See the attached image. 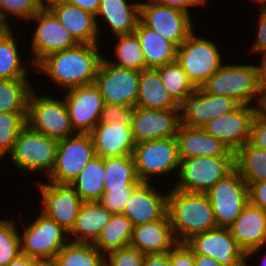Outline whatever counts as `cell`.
<instances>
[{
	"instance_id": "58",
	"label": "cell",
	"mask_w": 266,
	"mask_h": 266,
	"mask_svg": "<svg viewBox=\"0 0 266 266\" xmlns=\"http://www.w3.org/2000/svg\"><path fill=\"white\" fill-rule=\"evenodd\" d=\"M252 3L256 2L257 8H266V0H250Z\"/></svg>"
},
{
	"instance_id": "1",
	"label": "cell",
	"mask_w": 266,
	"mask_h": 266,
	"mask_svg": "<svg viewBox=\"0 0 266 266\" xmlns=\"http://www.w3.org/2000/svg\"><path fill=\"white\" fill-rule=\"evenodd\" d=\"M102 51L101 44H77L45 57L35 67L36 75L42 72L43 76L50 78L53 86L57 85L63 92L93 84L104 57Z\"/></svg>"
},
{
	"instance_id": "35",
	"label": "cell",
	"mask_w": 266,
	"mask_h": 266,
	"mask_svg": "<svg viewBox=\"0 0 266 266\" xmlns=\"http://www.w3.org/2000/svg\"><path fill=\"white\" fill-rule=\"evenodd\" d=\"M114 38L116 43L115 45L112 44L111 46H115L113 47V54L115 58L113 57L112 60L111 56L109 57V55H104L109 63L121 68L133 69L137 71L147 69L139 39L134 32L131 34L117 35L114 36Z\"/></svg>"
},
{
	"instance_id": "20",
	"label": "cell",
	"mask_w": 266,
	"mask_h": 266,
	"mask_svg": "<svg viewBox=\"0 0 266 266\" xmlns=\"http://www.w3.org/2000/svg\"><path fill=\"white\" fill-rule=\"evenodd\" d=\"M180 124V109L161 110L136 106L131 119L136 143L175 137Z\"/></svg>"
},
{
	"instance_id": "53",
	"label": "cell",
	"mask_w": 266,
	"mask_h": 266,
	"mask_svg": "<svg viewBox=\"0 0 266 266\" xmlns=\"http://www.w3.org/2000/svg\"><path fill=\"white\" fill-rule=\"evenodd\" d=\"M64 3L80 7L96 16L101 0H60Z\"/></svg>"
},
{
	"instance_id": "28",
	"label": "cell",
	"mask_w": 266,
	"mask_h": 266,
	"mask_svg": "<svg viewBox=\"0 0 266 266\" xmlns=\"http://www.w3.org/2000/svg\"><path fill=\"white\" fill-rule=\"evenodd\" d=\"M112 213L98 201L83 202L74 226L68 233L71 242L94 244Z\"/></svg>"
},
{
	"instance_id": "37",
	"label": "cell",
	"mask_w": 266,
	"mask_h": 266,
	"mask_svg": "<svg viewBox=\"0 0 266 266\" xmlns=\"http://www.w3.org/2000/svg\"><path fill=\"white\" fill-rule=\"evenodd\" d=\"M50 264L52 266H105V259L94 244L69 241Z\"/></svg>"
},
{
	"instance_id": "38",
	"label": "cell",
	"mask_w": 266,
	"mask_h": 266,
	"mask_svg": "<svg viewBox=\"0 0 266 266\" xmlns=\"http://www.w3.org/2000/svg\"><path fill=\"white\" fill-rule=\"evenodd\" d=\"M33 84L29 78L0 80V113L27 112Z\"/></svg>"
},
{
	"instance_id": "52",
	"label": "cell",
	"mask_w": 266,
	"mask_h": 266,
	"mask_svg": "<svg viewBox=\"0 0 266 266\" xmlns=\"http://www.w3.org/2000/svg\"><path fill=\"white\" fill-rule=\"evenodd\" d=\"M143 266H170L169 251L164 253L145 254Z\"/></svg>"
},
{
	"instance_id": "27",
	"label": "cell",
	"mask_w": 266,
	"mask_h": 266,
	"mask_svg": "<svg viewBox=\"0 0 266 266\" xmlns=\"http://www.w3.org/2000/svg\"><path fill=\"white\" fill-rule=\"evenodd\" d=\"M177 243L167 214L161 220L133 226L129 246L143 254H155L168 252Z\"/></svg>"
},
{
	"instance_id": "16",
	"label": "cell",
	"mask_w": 266,
	"mask_h": 266,
	"mask_svg": "<svg viewBox=\"0 0 266 266\" xmlns=\"http://www.w3.org/2000/svg\"><path fill=\"white\" fill-rule=\"evenodd\" d=\"M185 243L194 254L212 257L223 266H245L246 254L228 228L217 227L196 234Z\"/></svg>"
},
{
	"instance_id": "39",
	"label": "cell",
	"mask_w": 266,
	"mask_h": 266,
	"mask_svg": "<svg viewBox=\"0 0 266 266\" xmlns=\"http://www.w3.org/2000/svg\"><path fill=\"white\" fill-rule=\"evenodd\" d=\"M156 69L165 88L179 105L197 89L177 61Z\"/></svg>"
},
{
	"instance_id": "17",
	"label": "cell",
	"mask_w": 266,
	"mask_h": 266,
	"mask_svg": "<svg viewBox=\"0 0 266 266\" xmlns=\"http://www.w3.org/2000/svg\"><path fill=\"white\" fill-rule=\"evenodd\" d=\"M64 100L72 128L76 133H90L99 123L104 105L99 88L93 83L65 91Z\"/></svg>"
},
{
	"instance_id": "42",
	"label": "cell",
	"mask_w": 266,
	"mask_h": 266,
	"mask_svg": "<svg viewBox=\"0 0 266 266\" xmlns=\"http://www.w3.org/2000/svg\"><path fill=\"white\" fill-rule=\"evenodd\" d=\"M45 6L46 3L43 0H0L2 14L13 26L20 20L25 23ZM10 19L17 22L15 21L13 24Z\"/></svg>"
},
{
	"instance_id": "2",
	"label": "cell",
	"mask_w": 266,
	"mask_h": 266,
	"mask_svg": "<svg viewBox=\"0 0 266 266\" xmlns=\"http://www.w3.org/2000/svg\"><path fill=\"white\" fill-rule=\"evenodd\" d=\"M168 187L167 214L178 242L185 243L196 234L218 227L206 193L182 191L172 184Z\"/></svg>"
},
{
	"instance_id": "25",
	"label": "cell",
	"mask_w": 266,
	"mask_h": 266,
	"mask_svg": "<svg viewBox=\"0 0 266 266\" xmlns=\"http://www.w3.org/2000/svg\"><path fill=\"white\" fill-rule=\"evenodd\" d=\"M175 138L180 160L201 156H235V152L225 143L207 133L202 127L180 124Z\"/></svg>"
},
{
	"instance_id": "10",
	"label": "cell",
	"mask_w": 266,
	"mask_h": 266,
	"mask_svg": "<svg viewBox=\"0 0 266 266\" xmlns=\"http://www.w3.org/2000/svg\"><path fill=\"white\" fill-rule=\"evenodd\" d=\"M27 22L36 24L30 30L34 31L29 40L32 56L28 57L36 67L45 57L76 46L78 43L70 32L62 26L55 14L45 6ZM31 57V58H30Z\"/></svg>"
},
{
	"instance_id": "41",
	"label": "cell",
	"mask_w": 266,
	"mask_h": 266,
	"mask_svg": "<svg viewBox=\"0 0 266 266\" xmlns=\"http://www.w3.org/2000/svg\"><path fill=\"white\" fill-rule=\"evenodd\" d=\"M9 218H0V266H6L21 254L18 223Z\"/></svg>"
},
{
	"instance_id": "56",
	"label": "cell",
	"mask_w": 266,
	"mask_h": 266,
	"mask_svg": "<svg viewBox=\"0 0 266 266\" xmlns=\"http://www.w3.org/2000/svg\"><path fill=\"white\" fill-rule=\"evenodd\" d=\"M9 23L10 22L4 17L0 9V37L8 34L12 29H14V26H11L12 24Z\"/></svg>"
},
{
	"instance_id": "45",
	"label": "cell",
	"mask_w": 266,
	"mask_h": 266,
	"mask_svg": "<svg viewBox=\"0 0 266 266\" xmlns=\"http://www.w3.org/2000/svg\"><path fill=\"white\" fill-rule=\"evenodd\" d=\"M135 107L104 103L99 123L123 122L131 125L132 113Z\"/></svg>"
},
{
	"instance_id": "7",
	"label": "cell",
	"mask_w": 266,
	"mask_h": 266,
	"mask_svg": "<svg viewBox=\"0 0 266 266\" xmlns=\"http://www.w3.org/2000/svg\"><path fill=\"white\" fill-rule=\"evenodd\" d=\"M132 155L140 182L158 181L156 177L170 175L175 179L178 174L180 158L175 137L137 142Z\"/></svg>"
},
{
	"instance_id": "12",
	"label": "cell",
	"mask_w": 266,
	"mask_h": 266,
	"mask_svg": "<svg viewBox=\"0 0 266 266\" xmlns=\"http://www.w3.org/2000/svg\"><path fill=\"white\" fill-rule=\"evenodd\" d=\"M95 155L90 133H76L59 140L54 168L45 180L69 185Z\"/></svg>"
},
{
	"instance_id": "49",
	"label": "cell",
	"mask_w": 266,
	"mask_h": 266,
	"mask_svg": "<svg viewBox=\"0 0 266 266\" xmlns=\"http://www.w3.org/2000/svg\"><path fill=\"white\" fill-rule=\"evenodd\" d=\"M247 185L249 203L266 211V181Z\"/></svg>"
},
{
	"instance_id": "22",
	"label": "cell",
	"mask_w": 266,
	"mask_h": 266,
	"mask_svg": "<svg viewBox=\"0 0 266 266\" xmlns=\"http://www.w3.org/2000/svg\"><path fill=\"white\" fill-rule=\"evenodd\" d=\"M228 229L246 254L245 264L252 262L253 256L263 252V248L266 249V211L260 207L248 202Z\"/></svg>"
},
{
	"instance_id": "6",
	"label": "cell",
	"mask_w": 266,
	"mask_h": 266,
	"mask_svg": "<svg viewBox=\"0 0 266 266\" xmlns=\"http://www.w3.org/2000/svg\"><path fill=\"white\" fill-rule=\"evenodd\" d=\"M36 91V88H33L28 99L27 125L57 141L76 134L63 96L58 98L55 94H52L53 97L51 94Z\"/></svg>"
},
{
	"instance_id": "32",
	"label": "cell",
	"mask_w": 266,
	"mask_h": 266,
	"mask_svg": "<svg viewBox=\"0 0 266 266\" xmlns=\"http://www.w3.org/2000/svg\"><path fill=\"white\" fill-rule=\"evenodd\" d=\"M104 180V158L96 154L69 185L83 202H94L104 193Z\"/></svg>"
},
{
	"instance_id": "47",
	"label": "cell",
	"mask_w": 266,
	"mask_h": 266,
	"mask_svg": "<svg viewBox=\"0 0 266 266\" xmlns=\"http://www.w3.org/2000/svg\"><path fill=\"white\" fill-rule=\"evenodd\" d=\"M249 143L266 151V117L259 111L252 119Z\"/></svg>"
},
{
	"instance_id": "55",
	"label": "cell",
	"mask_w": 266,
	"mask_h": 266,
	"mask_svg": "<svg viewBox=\"0 0 266 266\" xmlns=\"http://www.w3.org/2000/svg\"><path fill=\"white\" fill-rule=\"evenodd\" d=\"M195 266H223L209 256L195 254Z\"/></svg>"
},
{
	"instance_id": "23",
	"label": "cell",
	"mask_w": 266,
	"mask_h": 266,
	"mask_svg": "<svg viewBox=\"0 0 266 266\" xmlns=\"http://www.w3.org/2000/svg\"><path fill=\"white\" fill-rule=\"evenodd\" d=\"M140 17V1L129 0H101L96 14V23L99 31L100 40L103 36V27L107 25L112 35L131 34L137 27ZM103 20V27L100 23ZM105 23V24H104ZM101 26V28H100Z\"/></svg>"
},
{
	"instance_id": "54",
	"label": "cell",
	"mask_w": 266,
	"mask_h": 266,
	"mask_svg": "<svg viewBox=\"0 0 266 266\" xmlns=\"http://www.w3.org/2000/svg\"><path fill=\"white\" fill-rule=\"evenodd\" d=\"M39 263L26 255L20 254L17 258L13 259L6 266H37Z\"/></svg>"
},
{
	"instance_id": "14",
	"label": "cell",
	"mask_w": 266,
	"mask_h": 266,
	"mask_svg": "<svg viewBox=\"0 0 266 266\" xmlns=\"http://www.w3.org/2000/svg\"><path fill=\"white\" fill-rule=\"evenodd\" d=\"M140 71L121 68L103 57L94 84L106 104L136 107Z\"/></svg>"
},
{
	"instance_id": "29",
	"label": "cell",
	"mask_w": 266,
	"mask_h": 266,
	"mask_svg": "<svg viewBox=\"0 0 266 266\" xmlns=\"http://www.w3.org/2000/svg\"><path fill=\"white\" fill-rule=\"evenodd\" d=\"M15 34L18 35V32L14 33L12 29L8 34L0 37V80L33 78L29 76L33 75L32 72H35L31 60L24 58V54H21L23 53L21 48L24 47L19 46L23 44H18L20 38L16 37Z\"/></svg>"
},
{
	"instance_id": "15",
	"label": "cell",
	"mask_w": 266,
	"mask_h": 266,
	"mask_svg": "<svg viewBox=\"0 0 266 266\" xmlns=\"http://www.w3.org/2000/svg\"><path fill=\"white\" fill-rule=\"evenodd\" d=\"M34 183L42 196L40 211L69 233L83 200L68 184H55L45 180Z\"/></svg>"
},
{
	"instance_id": "60",
	"label": "cell",
	"mask_w": 266,
	"mask_h": 266,
	"mask_svg": "<svg viewBox=\"0 0 266 266\" xmlns=\"http://www.w3.org/2000/svg\"><path fill=\"white\" fill-rule=\"evenodd\" d=\"M37 266H52L51 264H38Z\"/></svg>"
},
{
	"instance_id": "4",
	"label": "cell",
	"mask_w": 266,
	"mask_h": 266,
	"mask_svg": "<svg viewBox=\"0 0 266 266\" xmlns=\"http://www.w3.org/2000/svg\"><path fill=\"white\" fill-rule=\"evenodd\" d=\"M30 223L19 229L21 254L40 264H50L58 252L70 241L69 234L42 211ZM21 231V232H20Z\"/></svg>"
},
{
	"instance_id": "48",
	"label": "cell",
	"mask_w": 266,
	"mask_h": 266,
	"mask_svg": "<svg viewBox=\"0 0 266 266\" xmlns=\"http://www.w3.org/2000/svg\"><path fill=\"white\" fill-rule=\"evenodd\" d=\"M258 11V18H256V37H254L255 40L249 48V53L251 54L266 51V8H258Z\"/></svg>"
},
{
	"instance_id": "51",
	"label": "cell",
	"mask_w": 266,
	"mask_h": 266,
	"mask_svg": "<svg viewBox=\"0 0 266 266\" xmlns=\"http://www.w3.org/2000/svg\"><path fill=\"white\" fill-rule=\"evenodd\" d=\"M254 55H260L261 62L260 64L255 63L256 70H257V80L258 86L261 93V99L263 100L266 97V51Z\"/></svg>"
},
{
	"instance_id": "40",
	"label": "cell",
	"mask_w": 266,
	"mask_h": 266,
	"mask_svg": "<svg viewBox=\"0 0 266 266\" xmlns=\"http://www.w3.org/2000/svg\"><path fill=\"white\" fill-rule=\"evenodd\" d=\"M26 117L27 112L0 113V162L12 152L18 134L27 125Z\"/></svg>"
},
{
	"instance_id": "26",
	"label": "cell",
	"mask_w": 266,
	"mask_h": 266,
	"mask_svg": "<svg viewBox=\"0 0 266 266\" xmlns=\"http://www.w3.org/2000/svg\"><path fill=\"white\" fill-rule=\"evenodd\" d=\"M90 135L95 153L103 158L132 155L136 145L131 125L123 122L98 123Z\"/></svg>"
},
{
	"instance_id": "18",
	"label": "cell",
	"mask_w": 266,
	"mask_h": 266,
	"mask_svg": "<svg viewBox=\"0 0 266 266\" xmlns=\"http://www.w3.org/2000/svg\"><path fill=\"white\" fill-rule=\"evenodd\" d=\"M259 111L254 105L240 104L230 113L207 122L202 128L236 152L250 141L251 123Z\"/></svg>"
},
{
	"instance_id": "11",
	"label": "cell",
	"mask_w": 266,
	"mask_h": 266,
	"mask_svg": "<svg viewBox=\"0 0 266 266\" xmlns=\"http://www.w3.org/2000/svg\"><path fill=\"white\" fill-rule=\"evenodd\" d=\"M187 12L163 6L154 0H141L139 21L159 33L178 48L197 28L195 20Z\"/></svg>"
},
{
	"instance_id": "43",
	"label": "cell",
	"mask_w": 266,
	"mask_h": 266,
	"mask_svg": "<svg viewBox=\"0 0 266 266\" xmlns=\"http://www.w3.org/2000/svg\"><path fill=\"white\" fill-rule=\"evenodd\" d=\"M145 254L127 246L104 256L105 266H143Z\"/></svg>"
},
{
	"instance_id": "59",
	"label": "cell",
	"mask_w": 266,
	"mask_h": 266,
	"mask_svg": "<svg viewBox=\"0 0 266 266\" xmlns=\"http://www.w3.org/2000/svg\"><path fill=\"white\" fill-rule=\"evenodd\" d=\"M262 261V263H260V265H259V263H258V266H266V251H265V255H263V258L261 259ZM245 266H251V264L249 265V264H245Z\"/></svg>"
},
{
	"instance_id": "44",
	"label": "cell",
	"mask_w": 266,
	"mask_h": 266,
	"mask_svg": "<svg viewBox=\"0 0 266 266\" xmlns=\"http://www.w3.org/2000/svg\"><path fill=\"white\" fill-rule=\"evenodd\" d=\"M135 187H124V189L104 192L99 199V203L112 214L123 213L126 203L131 197Z\"/></svg>"
},
{
	"instance_id": "61",
	"label": "cell",
	"mask_w": 266,
	"mask_h": 266,
	"mask_svg": "<svg viewBox=\"0 0 266 266\" xmlns=\"http://www.w3.org/2000/svg\"><path fill=\"white\" fill-rule=\"evenodd\" d=\"M46 4L48 3V2H50V1H52V0H43Z\"/></svg>"
},
{
	"instance_id": "13",
	"label": "cell",
	"mask_w": 266,
	"mask_h": 266,
	"mask_svg": "<svg viewBox=\"0 0 266 266\" xmlns=\"http://www.w3.org/2000/svg\"><path fill=\"white\" fill-rule=\"evenodd\" d=\"M218 227L228 228L249 202L248 185L234 168L207 193Z\"/></svg>"
},
{
	"instance_id": "9",
	"label": "cell",
	"mask_w": 266,
	"mask_h": 266,
	"mask_svg": "<svg viewBox=\"0 0 266 266\" xmlns=\"http://www.w3.org/2000/svg\"><path fill=\"white\" fill-rule=\"evenodd\" d=\"M234 168L235 156H201L183 159L180 160L173 187L186 192L207 193Z\"/></svg>"
},
{
	"instance_id": "31",
	"label": "cell",
	"mask_w": 266,
	"mask_h": 266,
	"mask_svg": "<svg viewBox=\"0 0 266 266\" xmlns=\"http://www.w3.org/2000/svg\"><path fill=\"white\" fill-rule=\"evenodd\" d=\"M134 33L137 35L147 68H158L176 61L177 48L159 33L147 28L140 21Z\"/></svg>"
},
{
	"instance_id": "5",
	"label": "cell",
	"mask_w": 266,
	"mask_h": 266,
	"mask_svg": "<svg viewBox=\"0 0 266 266\" xmlns=\"http://www.w3.org/2000/svg\"><path fill=\"white\" fill-rule=\"evenodd\" d=\"M57 145V140L40 134L26 125L18 134L13 150L7 158H10V163H13L17 171L28 174L41 173L44 179L54 168Z\"/></svg>"
},
{
	"instance_id": "3",
	"label": "cell",
	"mask_w": 266,
	"mask_h": 266,
	"mask_svg": "<svg viewBox=\"0 0 266 266\" xmlns=\"http://www.w3.org/2000/svg\"><path fill=\"white\" fill-rule=\"evenodd\" d=\"M201 88L209 94L228 96L239 104L259 107L262 101L255 62H224Z\"/></svg>"
},
{
	"instance_id": "21",
	"label": "cell",
	"mask_w": 266,
	"mask_h": 266,
	"mask_svg": "<svg viewBox=\"0 0 266 266\" xmlns=\"http://www.w3.org/2000/svg\"><path fill=\"white\" fill-rule=\"evenodd\" d=\"M154 182H140L125 205L124 214L133 226L157 221L167 215L168 189L158 188ZM157 187V188H156ZM159 189V190H158ZM165 191H161L164 190Z\"/></svg>"
},
{
	"instance_id": "57",
	"label": "cell",
	"mask_w": 266,
	"mask_h": 266,
	"mask_svg": "<svg viewBox=\"0 0 266 266\" xmlns=\"http://www.w3.org/2000/svg\"><path fill=\"white\" fill-rule=\"evenodd\" d=\"M259 112L266 117V97L261 101L259 106Z\"/></svg>"
},
{
	"instance_id": "19",
	"label": "cell",
	"mask_w": 266,
	"mask_h": 266,
	"mask_svg": "<svg viewBox=\"0 0 266 266\" xmlns=\"http://www.w3.org/2000/svg\"><path fill=\"white\" fill-rule=\"evenodd\" d=\"M239 105L228 96L209 94L199 87L180 104L181 124L202 127L214 118L232 112Z\"/></svg>"
},
{
	"instance_id": "33",
	"label": "cell",
	"mask_w": 266,
	"mask_h": 266,
	"mask_svg": "<svg viewBox=\"0 0 266 266\" xmlns=\"http://www.w3.org/2000/svg\"><path fill=\"white\" fill-rule=\"evenodd\" d=\"M132 231L133 224L124 214H112L94 246L105 256L112 251L129 246Z\"/></svg>"
},
{
	"instance_id": "24",
	"label": "cell",
	"mask_w": 266,
	"mask_h": 266,
	"mask_svg": "<svg viewBox=\"0 0 266 266\" xmlns=\"http://www.w3.org/2000/svg\"><path fill=\"white\" fill-rule=\"evenodd\" d=\"M46 6L78 44H102L95 15L60 0H52Z\"/></svg>"
},
{
	"instance_id": "46",
	"label": "cell",
	"mask_w": 266,
	"mask_h": 266,
	"mask_svg": "<svg viewBox=\"0 0 266 266\" xmlns=\"http://www.w3.org/2000/svg\"><path fill=\"white\" fill-rule=\"evenodd\" d=\"M170 266H195V254L186 243L178 242L169 250Z\"/></svg>"
},
{
	"instance_id": "36",
	"label": "cell",
	"mask_w": 266,
	"mask_h": 266,
	"mask_svg": "<svg viewBox=\"0 0 266 266\" xmlns=\"http://www.w3.org/2000/svg\"><path fill=\"white\" fill-rule=\"evenodd\" d=\"M235 168L246 183L266 181V151L246 143L235 152Z\"/></svg>"
},
{
	"instance_id": "50",
	"label": "cell",
	"mask_w": 266,
	"mask_h": 266,
	"mask_svg": "<svg viewBox=\"0 0 266 266\" xmlns=\"http://www.w3.org/2000/svg\"><path fill=\"white\" fill-rule=\"evenodd\" d=\"M154 1L163 6L176 8L184 12H187L188 14L191 13V15H192L191 11L193 10H190V8L201 7L208 3V0H154Z\"/></svg>"
},
{
	"instance_id": "34",
	"label": "cell",
	"mask_w": 266,
	"mask_h": 266,
	"mask_svg": "<svg viewBox=\"0 0 266 266\" xmlns=\"http://www.w3.org/2000/svg\"><path fill=\"white\" fill-rule=\"evenodd\" d=\"M104 192L136 187L140 181L136 174L133 155L104 158Z\"/></svg>"
},
{
	"instance_id": "8",
	"label": "cell",
	"mask_w": 266,
	"mask_h": 266,
	"mask_svg": "<svg viewBox=\"0 0 266 266\" xmlns=\"http://www.w3.org/2000/svg\"><path fill=\"white\" fill-rule=\"evenodd\" d=\"M199 35L194 30L177 48L176 55V61L196 88L201 87L226 59L216 41Z\"/></svg>"
},
{
	"instance_id": "30",
	"label": "cell",
	"mask_w": 266,
	"mask_h": 266,
	"mask_svg": "<svg viewBox=\"0 0 266 266\" xmlns=\"http://www.w3.org/2000/svg\"><path fill=\"white\" fill-rule=\"evenodd\" d=\"M136 106L161 110L180 109V105L162 83L158 70L154 68L140 71Z\"/></svg>"
}]
</instances>
